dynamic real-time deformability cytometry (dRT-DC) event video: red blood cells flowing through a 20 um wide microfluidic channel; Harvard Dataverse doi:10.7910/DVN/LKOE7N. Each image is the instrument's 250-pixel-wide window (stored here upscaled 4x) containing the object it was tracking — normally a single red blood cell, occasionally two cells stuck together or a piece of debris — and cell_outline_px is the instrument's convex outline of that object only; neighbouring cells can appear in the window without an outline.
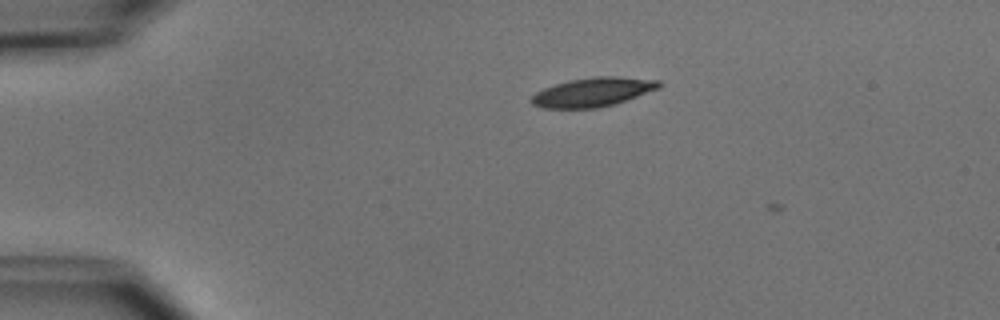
{"species": "common noctule bat (a hibernating species)", "species_latin": "Nyctalus noctula", "temperature_condition": "cold", "stored_images_in_passage": 3, "camera_frame_rate_fps": 3000, "um_per_image_px": 0.085, "animal": {"sex": "male", "body_mass_g": 15.6}, "frame": {"image": 1, "passage_image": 2, "time_ms": 1.0, "image_size_px": [1000, 320], "cell_outline_px": [[664, 84], [660, 88], [616, 104], [596, 108], [544, 108], [532, 104], [528, 100], [536, 92], [544, 88], [568, 80], [596, 76], [616, 76], [660, 80]], "centroid_in_image_um": [50.43, 7.82], "position_along_channel_um": 34.6, "area_um2": 21.79}}